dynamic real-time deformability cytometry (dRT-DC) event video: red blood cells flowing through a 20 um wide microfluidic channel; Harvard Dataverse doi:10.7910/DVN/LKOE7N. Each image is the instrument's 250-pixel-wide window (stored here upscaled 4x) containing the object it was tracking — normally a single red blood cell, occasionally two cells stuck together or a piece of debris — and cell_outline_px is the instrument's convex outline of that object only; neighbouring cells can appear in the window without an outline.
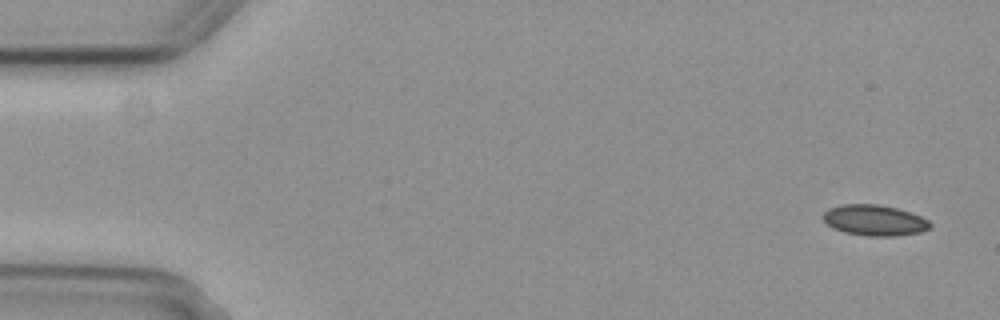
{"species": "common noctule bat (a hibernating species)", "species_latin": "Nyctalus noctula", "temperature_condition": "cold", "stored_images_in_passage": 5, "camera_frame_rate_fps": 3000, "um_per_image_px": 0.085, "animal": {"sex": "female", "body_mass_g": 29.2, "forearm_length_mm": 56.3}, "frame": {"image": 1, "passage_image": 1, "time_ms": 0.0, "image_size_px": [1000, 320], "cell_outline_px": [[932, 224], [928, 228], [920, 232], [892, 236], [868, 236], [844, 232], [832, 228], [824, 220], [824, 212], [828, 208], [840, 204], [880, 204], [896, 208], [920, 216], [928, 220]], "centroid_in_image_um": [74.3, 18.71], "position_along_channel_um": 10.7, "area_um2": 19.07}}